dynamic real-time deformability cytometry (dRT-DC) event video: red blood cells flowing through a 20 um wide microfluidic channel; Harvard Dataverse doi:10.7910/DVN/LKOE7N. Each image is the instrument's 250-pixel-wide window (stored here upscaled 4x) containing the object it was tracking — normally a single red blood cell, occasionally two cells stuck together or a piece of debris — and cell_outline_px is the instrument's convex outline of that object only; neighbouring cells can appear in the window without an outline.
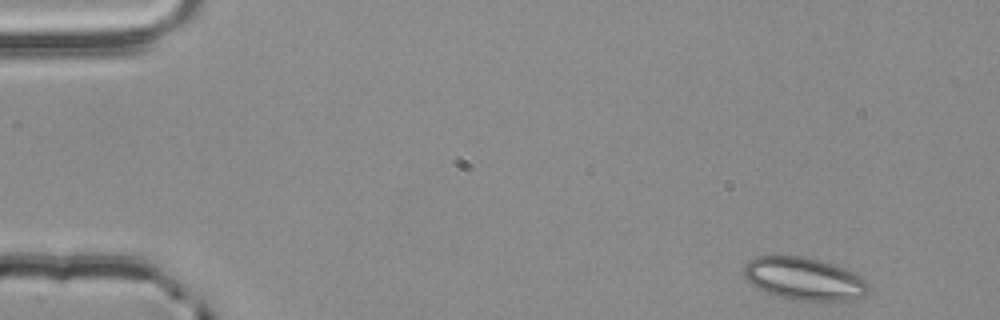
{"species": "common noctule bat (a hibernating species)", "species_latin": "Nyctalus noctula", "temperature_condition": "room temperature", "stored_images_in_passage": 4, "camera_frame_rate_fps": 3000, "um_per_image_px": 0.085, "animal": {"sex": "male", "body_mass_g": 20.4}, "frame": {"image": 1, "passage_image": 1, "time_ms": 0.0, "image_size_px": [1000, 320], "cell_outline_px": [[868, 288], [864, 296], [848, 300], [820, 304], [792, 300], [776, 296], [764, 292], [756, 288], [744, 276], [744, 264], [748, 260], [756, 256], [804, 256], [820, 260], [856, 272], [868, 284]], "centroid_in_image_um": [68.35, 23.74], "position_along_channel_um": 16.7, "area_um2": 31.85}}
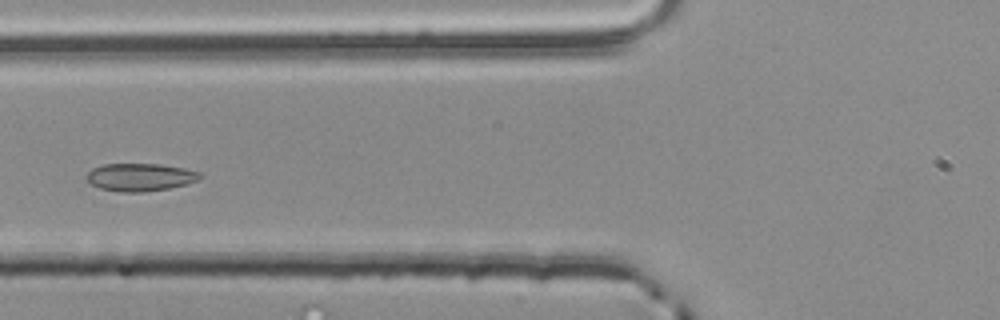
{"frame": {"image": 2, "passage_image": 4, "time_ms": 1.0, "image_size_px": [1000, 320], "cell_outline_px": [[204, 176], [200, 180], [188, 184], [168, 188], [144, 192], [120, 192], [100, 188], [92, 184], [84, 176], [92, 168], [104, 164], [160, 164], [184, 168], [200, 172]], "centroid_in_image_um": [11.95, 15.06], "position_along_channel_um": 113.9, "area_um2": 18.5}}